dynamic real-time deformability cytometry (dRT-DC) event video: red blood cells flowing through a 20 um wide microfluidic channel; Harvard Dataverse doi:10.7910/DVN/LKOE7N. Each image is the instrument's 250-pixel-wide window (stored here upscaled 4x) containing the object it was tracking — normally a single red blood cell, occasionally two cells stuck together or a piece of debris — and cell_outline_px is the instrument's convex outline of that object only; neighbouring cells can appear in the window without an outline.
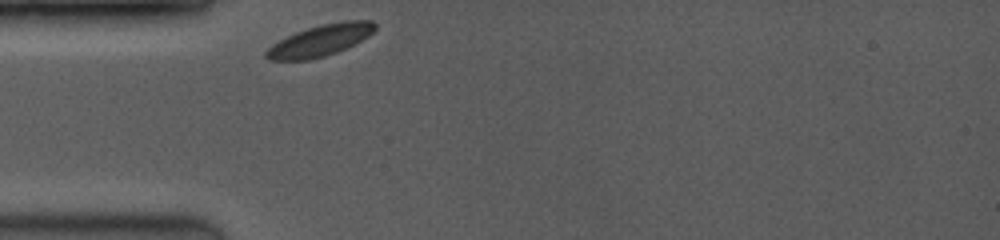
{"species": "common noctule bat (a hibernating species)", "species_latin": "Nyctalus noctula", "temperature_condition": "room temperature", "stored_images_in_passage": 18, "camera_frame_rate_fps": 3500, "um_per_image_px": 0.085, "animal": {"sex": "female", "body_mass_g": 19.0, "forearm_length_mm": 53.3}, "frame": {"image": 1, "passage_image": 1, "time_ms": 0.0, "image_size_px": [1000, 240], "cell_outline_px": [[376, 28], [368, 36], [348, 48], [324, 56], [308, 60], [268, 60], [264, 56], [264, 52], [272, 44], [296, 32], [308, 28], [324, 24], [344, 20], [372, 20], [376, 24]], "centroid_in_image_um": [27.23, 3.44], "position_along_channel_um": 57.8, "area_um2": 19.83}}
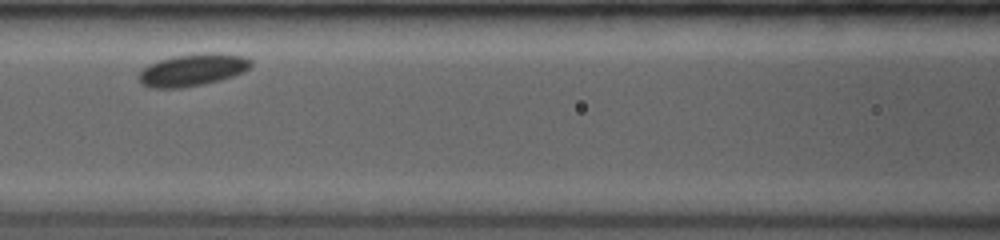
{"frame": {"image": 2, "passage_image": 7, "time_ms": 2.571, "image_size_px": [1000, 240], "cell_outline_px": [[252, 64], [244, 72], [220, 80], [204, 84], [180, 88], [152, 88], [140, 84], [136, 76], [144, 68], [160, 60], [172, 56], [208, 52], [220, 52], [244, 56], [252, 60]], "centroid_in_image_um": [16.38, 5.94], "position_along_channel_um": 150.2, "area_um2": 21.21}}
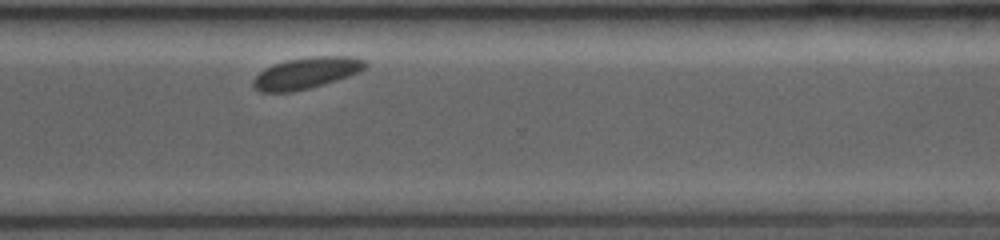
{"frame": {"image": 3, "passage_image": 18, "time_ms": 7.714, "image_size_px": [1000, 240], "cell_outline_px": [[368, 64], [360, 72], [324, 84], [292, 92], [260, 92], [252, 84], [252, 80], [264, 68], [288, 60], [312, 56], [356, 56], [364, 60]], "centroid_in_image_um": [26.06, 6.2], "position_along_channel_um": 344.5, "area_um2": 20.4}}